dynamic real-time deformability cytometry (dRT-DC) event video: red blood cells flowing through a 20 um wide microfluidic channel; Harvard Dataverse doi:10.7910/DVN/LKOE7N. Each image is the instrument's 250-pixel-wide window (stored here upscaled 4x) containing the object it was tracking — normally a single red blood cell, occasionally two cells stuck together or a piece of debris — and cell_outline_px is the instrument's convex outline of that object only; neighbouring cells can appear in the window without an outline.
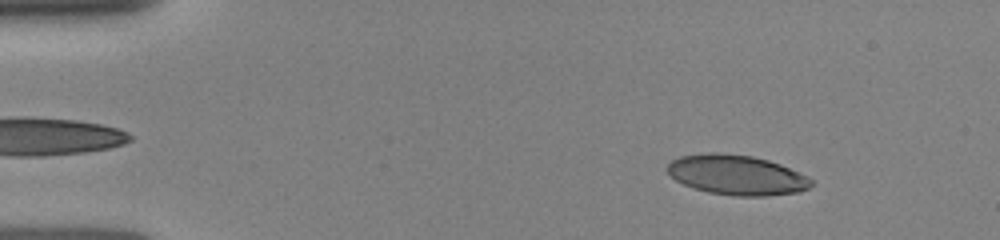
{"species": "human", "species_latin": "Homo sapiens", "temperature_condition": "room temperature", "stored_images_in_passage": 36, "camera_frame_rate_fps": 3000, "um_per_image_px": 0.085, "donor": {"sex": "female"}, "frame": {"image": 1, "passage_image": 4, "time_ms": 1.333, "image_size_px": [1000, 240], "cell_outline_px": [[812, 184], [808, 188], [800, 192], [768, 196], [736, 196], [708, 192], [692, 188], [676, 180], [664, 168], [672, 160], [680, 156], [708, 152], [720, 152], [752, 156], [768, 160], [780, 164], [808, 176], [812, 180]], "centroid_in_image_um": [62.61, 14.87], "position_along_channel_um": 22.4, "area_um2": 33.7}}
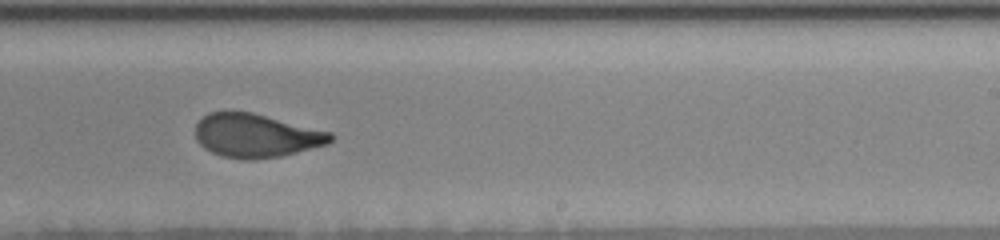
{"frame": {"image": 2, "passage_image": 21, "time_ms": 9.333, "image_size_px": [1000, 240], "cell_outline_px": [[336, 136], [328, 144], [280, 156], [252, 160], [244, 160], [220, 156], [204, 148], [196, 140], [196, 124], [208, 112], [252, 112], [332, 132]], "centroid_in_image_um": [21.78, 11.53], "position_along_channel_um": 267.2, "area_um2": 34.39}}
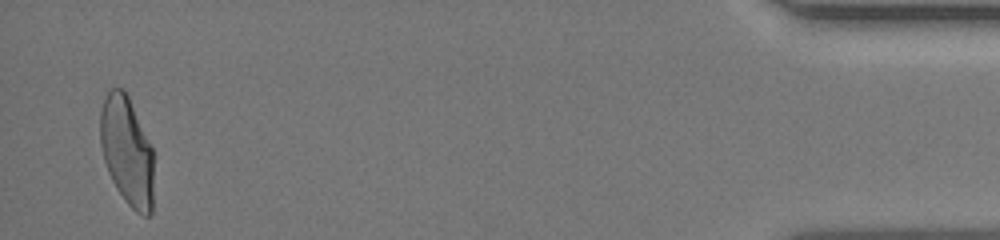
{"frame": {"image": 3, "passage_image": 35, "time_ms": 15.0, "image_size_px": [1000, 240], "cell_outline_px": [[152, 212], [148, 216], [144, 216], [136, 212], [128, 204], [116, 188], [108, 172], [104, 160], [100, 144], [100, 112], [104, 96], [112, 88], [124, 88], [128, 96], [152, 148]], "centroid_in_image_um": [10.76, 12.83], "position_along_channel_um": 424.4, "area_um2": 33.64}}